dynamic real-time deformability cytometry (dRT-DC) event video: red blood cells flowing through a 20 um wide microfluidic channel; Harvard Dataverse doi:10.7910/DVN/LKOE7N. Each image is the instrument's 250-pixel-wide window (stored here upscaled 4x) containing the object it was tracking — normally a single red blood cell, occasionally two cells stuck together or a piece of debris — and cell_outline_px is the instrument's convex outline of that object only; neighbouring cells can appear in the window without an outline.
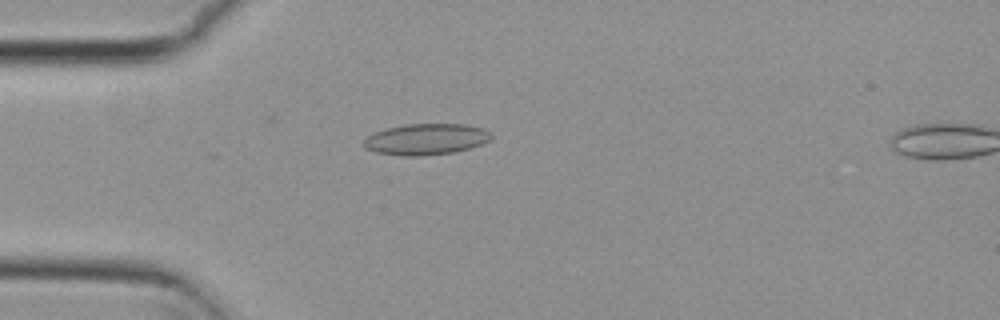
{"species": "common noctule bat (a hibernating species)", "species_latin": "Nyctalus noctula", "temperature_condition": "cold", "stored_images_in_passage": 5, "camera_frame_rate_fps": 3000, "um_per_image_px": 0.085, "animal": {"sex": "female", "body_mass_g": 29.2, "forearm_length_mm": 56.3}, "frame": {"image": 1, "passage_image": 4, "time_ms": 1.0, "image_size_px": [1000, 320], "cell_outline_px": [[492, 136], [488, 140], [480, 144], [468, 148], [452, 152], [420, 156], [400, 156], [376, 152], [364, 148], [364, 140], [372, 132], [384, 128], [404, 124], [464, 124], [484, 128], [492, 132]], "centroid_in_image_um": [36.17, 11.82], "position_along_channel_um": 48.8, "area_um2": 23.24}}